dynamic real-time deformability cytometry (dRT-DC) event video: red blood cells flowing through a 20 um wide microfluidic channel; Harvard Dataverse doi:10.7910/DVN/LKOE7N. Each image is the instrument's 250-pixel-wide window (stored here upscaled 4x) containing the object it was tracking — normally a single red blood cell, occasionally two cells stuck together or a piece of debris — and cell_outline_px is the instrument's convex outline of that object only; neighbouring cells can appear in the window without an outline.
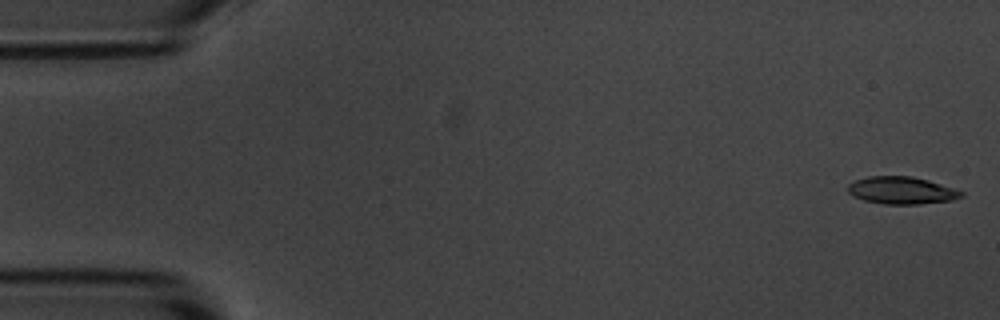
{"species": "common noctule bat (a hibernating species)", "species_latin": "Nyctalus noctula", "temperature_condition": "room temperature", "stored_images_in_passage": 5, "camera_frame_rate_fps": 3000, "um_per_image_px": 0.085, "animal": {"sex": "male", "body_mass_g": 20.1, "forearm_length_mm": 53.5}, "frame": {"image": 1, "passage_image": 1, "time_ms": 0.0, "image_size_px": [1000, 320], "cell_outline_px": [[964, 196], [952, 200], [920, 204], [884, 204], [864, 200], [848, 192], [848, 184], [856, 180], [868, 176], [912, 176], [928, 180], [964, 192]], "centroid_in_image_um": [76.65, 16.18], "position_along_channel_um": 8.4, "area_um2": 17.92}}
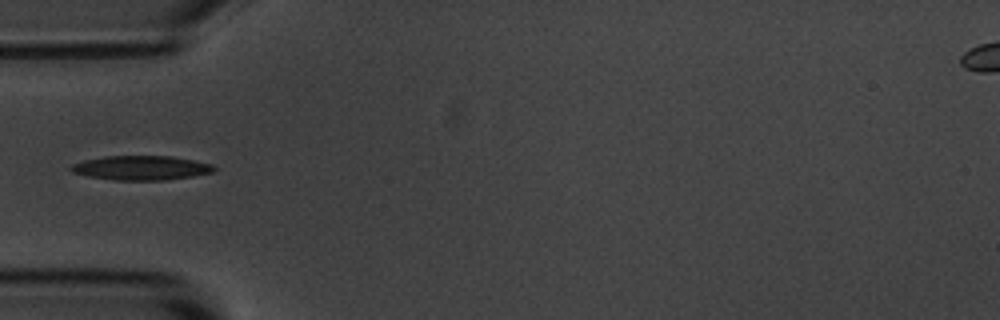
{"frame": {"image": 2, "passage_image": 5, "time_ms": 5.333, "image_size_px": [1000, 320], "cell_outline_px": [[216, 168], [212, 172], [192, 176], [168, 180], [116, 180], [88, 176], [72, 172], [68, 168], [72, 164], [84, 160], [104, 156], [172, 156], [212, 164]], "centroid_in_image_um": [11.97, 14.27], "position_along_channel_um": 73.0, "area_um2": 20.23}}